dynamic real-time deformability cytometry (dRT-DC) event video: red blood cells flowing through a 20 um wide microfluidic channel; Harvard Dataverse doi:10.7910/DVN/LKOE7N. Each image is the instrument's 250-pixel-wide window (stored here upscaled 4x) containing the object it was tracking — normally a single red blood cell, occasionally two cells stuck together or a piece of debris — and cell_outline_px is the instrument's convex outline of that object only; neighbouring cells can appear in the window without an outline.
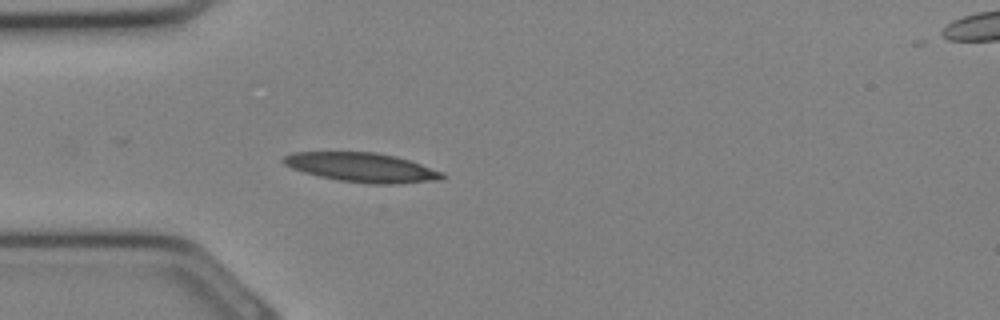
{"species": "Egyptian fruit bat (a non-hibernating species)", "species_latin": "Rousettus aegyptiacus", "temperature_condition": "cold", "stored_images_in_passage": 16, "camera_frame_rate_fps": 3000, "um_per_image_px": 0.085, "animal": {"sex": "female"}, "frame": {"image": 1, "passage_image": 1, "time_ms": 0.0, "image_size_px": [1000, 320], "cell_outline_px": [[448, 176], [444, 180], [400, 184], [368, 184], [336, 180], [304, 172], [292, 168], [284, 164], [280, 160], [284, 156], [292, 152], [376, 152], [396, 156], [444, 172]], "centroid_in_image_um": [30.81, 14.24], "position_along_channel_um": 54.2, "area_um2": 27.46}}
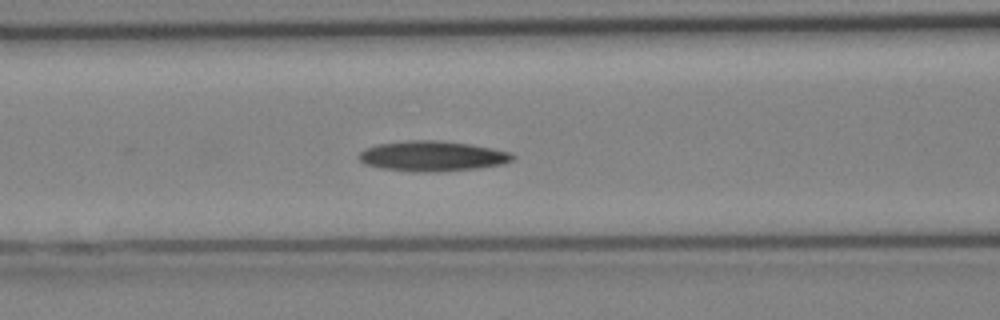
{"frame": {"image": 2, "passage_image": 5, "time_ms": 1.333, "image_size_px": [1000, 320], "cell_outline_px": [[516, 156], [512, 160], [504, 164], [476, 168], [424, 172], [416, 172], [380, 168], [364, 164], [356, 156], [364, 148], [376, 144], [408, 140], [440, 140], [472, 144], [512, 152]], "centroid_in_image_um": [36.73, 13.25], "position_along_channel_um": 129.9, "area_um2": 27.28}}
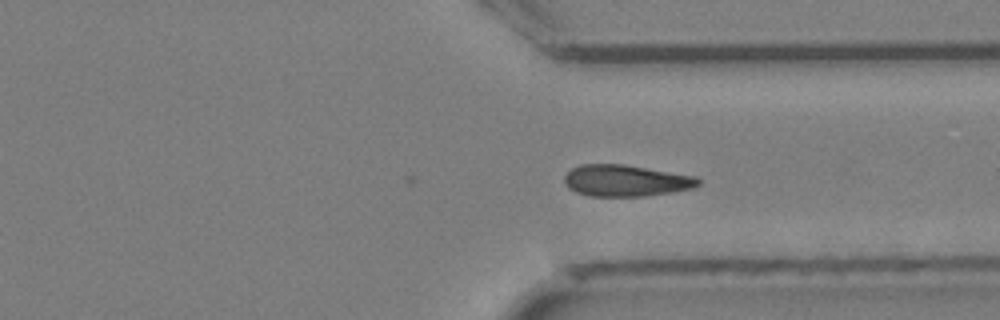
{"frame": {"image": 3, "passage_image": 16, "time_ms": 5.0, "image_size_px": [1000, 320], "cell_outline_px": [[700, 184], [692, 188], [672, 192], [644, 196], [588, 196], [576, 192], [568, 188], [564, 180], [564, 176], [572, 168], [580, 164], [624, 164], [696, 176], [700, 180]], "centroid_in_image_um": [53.18, 15.35], "position_along_channel_um": 358.2, "area_um2": 24.62}}